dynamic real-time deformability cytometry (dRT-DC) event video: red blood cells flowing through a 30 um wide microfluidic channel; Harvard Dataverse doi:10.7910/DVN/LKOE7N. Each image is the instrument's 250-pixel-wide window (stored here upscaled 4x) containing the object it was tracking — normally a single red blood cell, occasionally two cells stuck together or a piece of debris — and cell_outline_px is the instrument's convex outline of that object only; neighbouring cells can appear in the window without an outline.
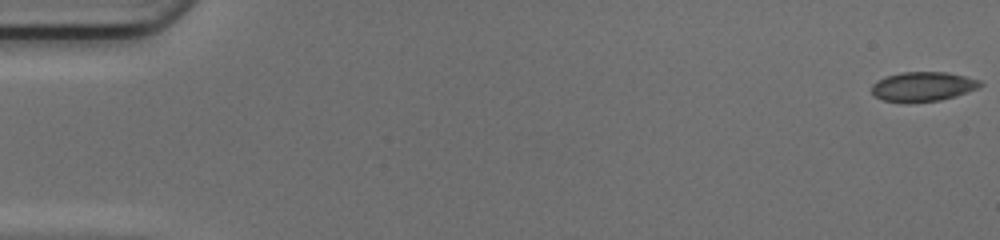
{"species": "common noctule bat (a hibernating species)", "species_latin": "Nyctalus noctula", "temperature_condition": "cold", "stored_images_in_passage": 50, "camera_frame_rate_fps": 3000, "um_per_image_px": 0.085, "animal": {"sex": "female", "body_mass_g": 17.0, "forearm_length_mm": 48.0}, "frame": {"image": 1, "passage_image": 1, "time_ms": 0.0, "image_size_px": [1000, 240], "cell_outline_px": [[984, 84], [976, 88], [940, 100], [912, 104], [884, 100], [876, 96], [872, 92], [872, 84], [876, 80], [884, 76], [900, 72], [948, 72], [980, 80]], "centroid_in_image_um": [78.39, 7.36], "position_along_channel_um": 6.6, "area_um2": 18.73}}
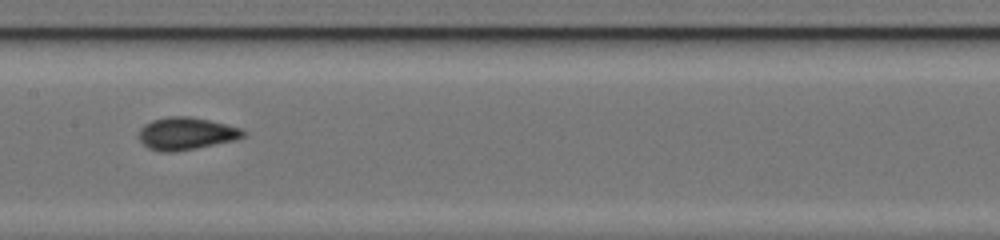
{"frame": {"image": 2, "passage_image": 26, "time_ms": 8.333, "image_size_px": [1000, 240], "cell_outline_px": [[248, 136], [236, 140], [176, 152], [160, 152], [148, 148], [140, 140], [140, 128], [144, 124], [152, 120], [168, 116], [188, 116], [208, 120], [240, 128], [248, 132]], "centroid_in_image_um": [15.85, 11.36], "position_along_channel_um": 191.5, "area_um2": 19.83}}
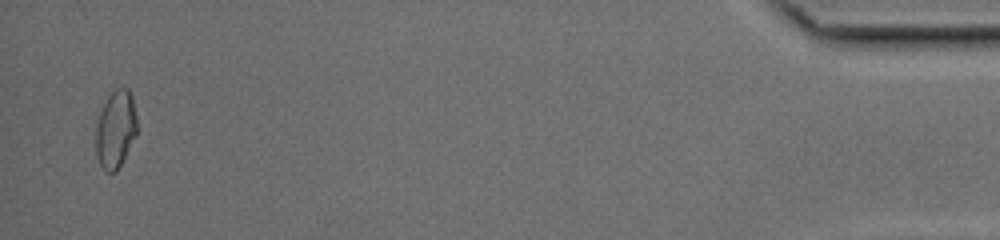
{"frame": {"image": 3, "passage_image": 49, "time_ms": 16.0, "image_size_px": [1000, 240], "cell_outline_px": [[136, 136], [116, 172], [104, 172], [100, 164], [96, 152], [96, 124], [100, 112], [108, 96], [116, 88], [128, 88], [132, 96], [136, 116]], "centroid_in_image_um": [9.82, 10.99], "position_along_channel_um": 425.4, "area_um2": 18.5}, "authors_computed_cell_mechanics": {"area_um2": 18.5249, "velocity_mm_per_s": 4.1972, "shape_relaxation_time_tau1_ms": 6.8533, "shape_relaxation_time_tau2_ms": 0.8442, "deformation_change_tau1": 0.1472, "deformation_change_tau2": 0.0414}}